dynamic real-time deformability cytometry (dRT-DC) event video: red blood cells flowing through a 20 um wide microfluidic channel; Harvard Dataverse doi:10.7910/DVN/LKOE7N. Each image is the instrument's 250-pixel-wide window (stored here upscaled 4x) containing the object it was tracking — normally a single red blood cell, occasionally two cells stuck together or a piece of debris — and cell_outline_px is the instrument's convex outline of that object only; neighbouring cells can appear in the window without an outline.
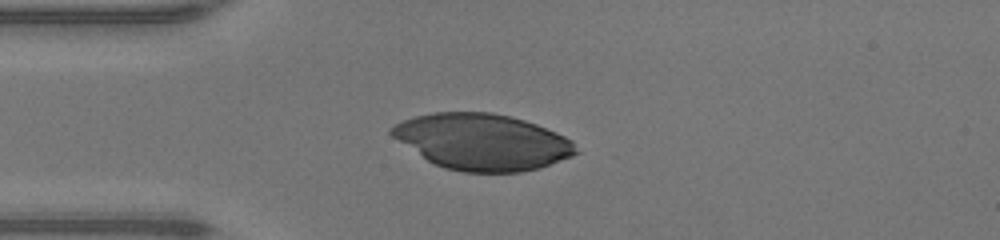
{"species": "human", "species_latin": "Homo sapiens", "temperature_condition": "warm", "stored_images_in_passage": 27, "camera_frame_rate_fps": 3000, "um_per_image_px": 0.085, "donor": {"sex": "male"}, "frame": {"image": 1, "passage_image": 1, "time_ms": 0.0, "image_size_px": [1000, 240], "cell_outline_px": [[580, 152], [572, 156], [540, 168], [520, 172], [464, 172], [444, 168], [428, 160], [392, 136], [388, 132], [388, 128], [404, 120], [416, 116], [432, 112], [492, 112], [524, 120], [536, 124], [556, 132], [572, 140]], "centroid_in_image_um": [41.02, 12.05], "position_along_channel_um": 44.0, "area_um2": 60.05}}
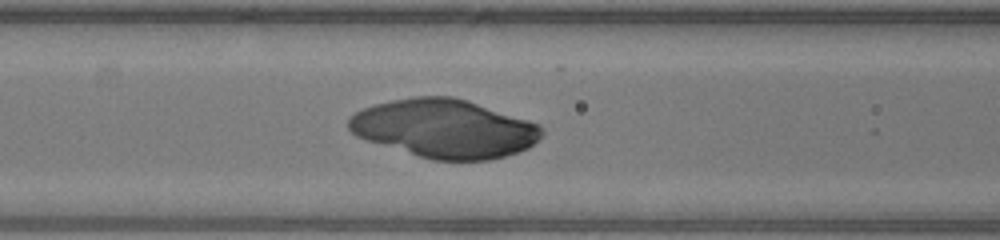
{"frame": {"image": 2, "passage_image": 8, "time_ms": 2.333, "image_size_px": [1000, 240], "cell_outline_px": [[544, 132], [528, 148], [504, 156], [488, 160], [432, 160], [368, 140], [356, 136], [348, 128], [348, 120], [356, 112], [372, 104], [412, 96], [452, 96], [468, 100], [540, 124], [544, 128]], "centroid_in_image_um": [37.78, 10.91], "position_along_channel_um": 128.8, "area_um2": 65.43}}